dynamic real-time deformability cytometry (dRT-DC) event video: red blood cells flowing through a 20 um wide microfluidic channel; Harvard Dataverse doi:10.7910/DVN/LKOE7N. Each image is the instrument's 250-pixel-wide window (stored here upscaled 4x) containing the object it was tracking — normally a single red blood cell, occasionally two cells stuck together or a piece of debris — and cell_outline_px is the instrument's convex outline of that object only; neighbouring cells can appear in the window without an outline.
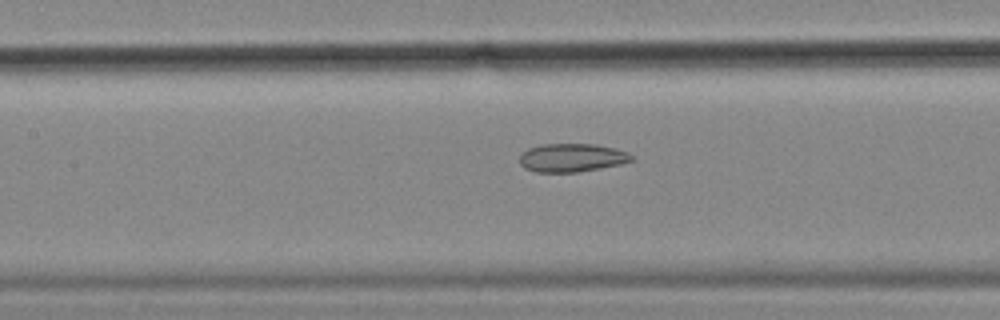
{"species": "common noctule bat (a hibernating species)", "species_latin": "Nyctalus noctula", "temperature_condition": "cold", "stored_images_in_passage": 18, "camera_frame_rate_fps": 3000, "um_per_image_px": 0.085, "animal": {"sex": "female", "body_mass_g": 18.4}, "frame": {"image": 1, "passage_image": 16, "time_ms": 5.0, "image_size_px": [1000, 320], "cell_outline_px": [[632, 160], [620, 164], [600, 168], [576, 172], [536, 172], [524, 168], [520, 164], [520, 156], [528, 148], [540, 144], [596, 144], [616, 148], [628, 152], [632, 156]], "centroid_in_image_um": [48.59, 13.4], "position_along_channel_um": 158.8, "area_um2": 18.5}}